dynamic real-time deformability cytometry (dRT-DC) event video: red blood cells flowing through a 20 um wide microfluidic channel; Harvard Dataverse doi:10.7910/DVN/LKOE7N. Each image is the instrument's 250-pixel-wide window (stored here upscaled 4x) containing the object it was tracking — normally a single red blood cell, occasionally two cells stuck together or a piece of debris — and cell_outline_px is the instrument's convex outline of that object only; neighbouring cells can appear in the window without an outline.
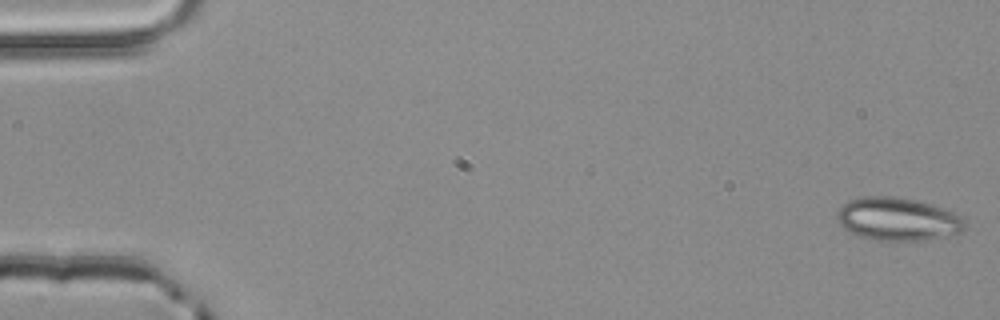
{"species": "common noctule bat (a hibernating species)", "species_latin": "Nyctalus noctula", "temperature_condition": "room temperature", "stored_images_in_passage": 5, "camera_frame_rate_fps": 3000, "um_per_image_px": 0.085, "animal": {"sex": "male", "body_mass_g": 20.4}, "frame": {"image": 1, "passage_image": 1, "time_ms": 0.0, "image_size_px": [1000, 320], "cell_outline_px": [[968, 228], [964, 232], [924, 240], [876, 240], [860, 236], [844, 228], [836, 220], [836, 212], [848, 200], [860, 196], [892, 196], [916, 200], [944, 208], [960, 216], [968, 224]], "centroid_in_image_um": [76.33, 18.61], "position_along_channel_um": 8.7, "area_um2": 32.19}}